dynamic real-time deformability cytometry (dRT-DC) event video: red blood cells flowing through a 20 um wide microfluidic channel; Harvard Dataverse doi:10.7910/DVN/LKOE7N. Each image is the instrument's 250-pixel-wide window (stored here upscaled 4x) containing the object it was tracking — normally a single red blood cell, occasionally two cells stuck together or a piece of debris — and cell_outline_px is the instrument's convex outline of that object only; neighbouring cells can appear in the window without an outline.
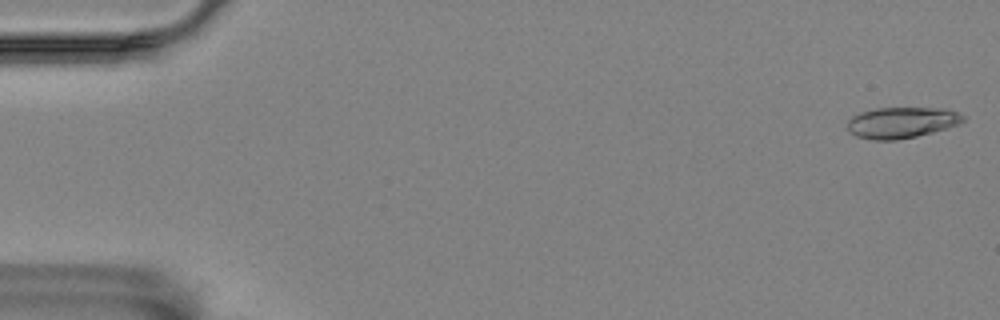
{"species": "Egyptian fruit bat (a non-hibernating species)", "species_latin": "Rousettus aegyptiacus", "temperature_condition": "room temperature", "stored_images_in_passage": 7, "camera_frame_rate_fps": 3000, "um_per_image_px": 0.085, "animal": {"sex": "female"}, "frame": {"image": 1, "passage_image": 1, "time_ms": 0.0, "image_size_px": [1000, 320], "cell_outline_px": [[964, 120], [960, 124], [948, 128], [916, 136], [896, 140], [872, 140], [856, 136], [848, 132], [848, 120], [852, 116], [860, 112], [876, 108], [948, 108], [964, 116]], "centroid_in_image_um": [76.63, 10.41], "position_along_channel_um": 8.4, "area_um2": 21.04}}